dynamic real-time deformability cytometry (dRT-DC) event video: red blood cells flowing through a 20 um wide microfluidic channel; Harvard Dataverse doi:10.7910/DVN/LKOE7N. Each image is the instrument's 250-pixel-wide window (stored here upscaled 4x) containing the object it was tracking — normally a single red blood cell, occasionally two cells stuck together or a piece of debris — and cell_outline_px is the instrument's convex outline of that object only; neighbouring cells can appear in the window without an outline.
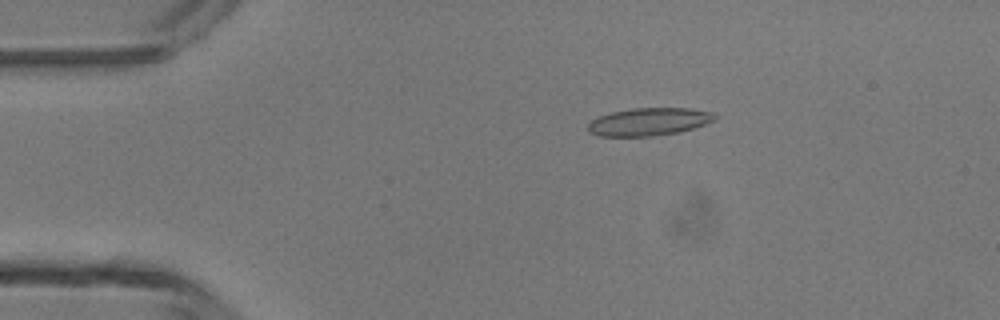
{"species": "common noctule bat (a hibernating species)", "species_latin": "Nyctalus noctula", "temperature_condition": "room temperature", "stored_images_in_passage": 5, "camera_frame_rate_fps": 3000, "um_per_image_px": 0.085, "animal": {"sex": "male", "body_mass_g": 13.3}, "frame": {"image": 1, "passage_image": 3, "time_ms": 2.333, "image_size_px": [1000, 320], "cell_outline_px": [[716, 120], [680, 132], [652, 136], [600, 136], [588, 132], [588, 124], [592, 120], [600, 116], [612, 112], [632, 108], [692, 108], [716, 112]], "centroid_in_image_um": [55.2, 10.34], "position_along_channel_um": 29.8, "area_um2": 20.58}}